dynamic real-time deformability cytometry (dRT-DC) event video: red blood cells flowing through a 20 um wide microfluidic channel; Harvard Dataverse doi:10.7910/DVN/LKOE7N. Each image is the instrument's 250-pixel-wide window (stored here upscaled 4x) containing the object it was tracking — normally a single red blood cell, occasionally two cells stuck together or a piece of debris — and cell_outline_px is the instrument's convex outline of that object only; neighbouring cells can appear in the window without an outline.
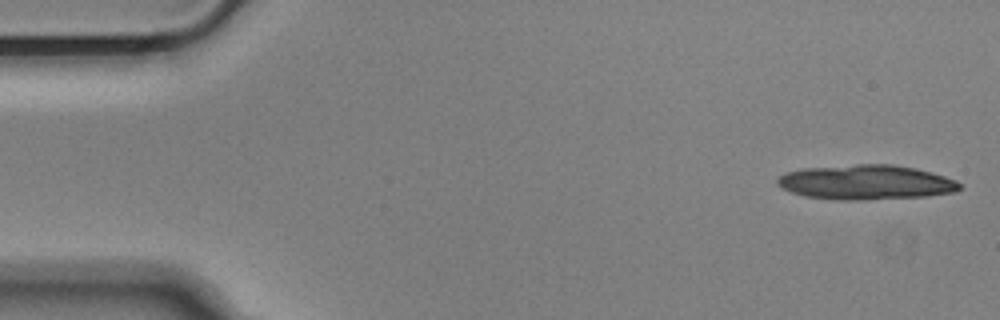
{"species": "Egyptian fruit bat (a non-hibernating species)", "species_latin": "Rousettus aegyptiacus", "temperature_condition": "cold", "stored_images_in_passage": 13, "camera_frame_rate_fps": 3000, "um_per_image_px": 0.085, "animal": {"sex": "male"}, "frame": {"image": 1, "passage_image": 1, "time_ms": 0.0, "image_size_px": [1000, 320], "cell_outline_px": [[960, 188], [956, 192], [928, 196], [856, 200], [840, 200], [808, 196], [792, 192], [776, 184], [776, 180], [784, 172], [804, 168], [856, 164], [892, 164], [916, 168], [932, 172], [956, 180], [960, 184]], "centroid_in_image_um": [73.63, 15.48], "position_along_channel_um": 11.4, "area_um2": 36.82}}